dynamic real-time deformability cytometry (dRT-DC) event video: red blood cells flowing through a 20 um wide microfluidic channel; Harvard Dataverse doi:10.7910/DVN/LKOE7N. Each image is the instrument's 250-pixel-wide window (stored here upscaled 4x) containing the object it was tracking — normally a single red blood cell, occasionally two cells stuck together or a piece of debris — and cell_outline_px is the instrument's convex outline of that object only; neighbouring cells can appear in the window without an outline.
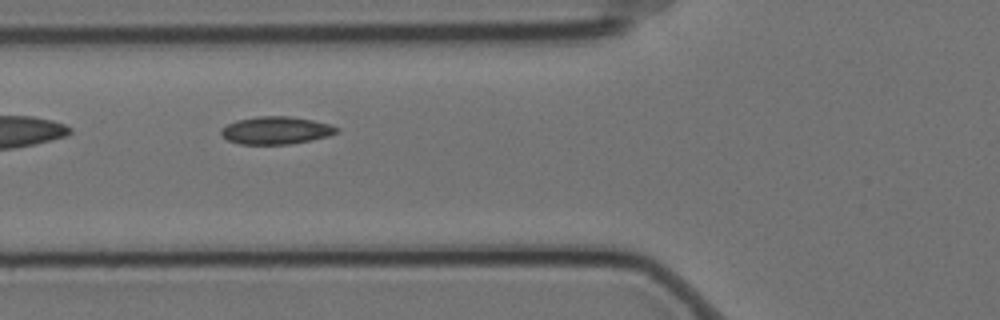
{"species": "Egyptian fruit bat (a non-hibernating species)", "species_latin": "Rousettus aegyptiacus", "temperature_condition": "cold", "stored_images_in_passage": 8, "camera_frame_rate_fps": 3000, "um_per_image_px": 0.085, "animal": {"sex": "female"}, "frame": {"image": 1, "passage_image": 7, "time_ms": 2.0, "image_size_px": [1000, 320], "cell_outline_px": [[340, 132], [328, 136], [312, 140], [288, 144], [240, 144], [228, 140], [220, 132], [220, 128], [236, 120], [260, 116], [288, 116], [312, 120], [328, 124], [340, 128]], "centroid_in_image_um": [23.47, 11.08], "position_along_channel_um": 102.3, "area_um2": 18.55}}